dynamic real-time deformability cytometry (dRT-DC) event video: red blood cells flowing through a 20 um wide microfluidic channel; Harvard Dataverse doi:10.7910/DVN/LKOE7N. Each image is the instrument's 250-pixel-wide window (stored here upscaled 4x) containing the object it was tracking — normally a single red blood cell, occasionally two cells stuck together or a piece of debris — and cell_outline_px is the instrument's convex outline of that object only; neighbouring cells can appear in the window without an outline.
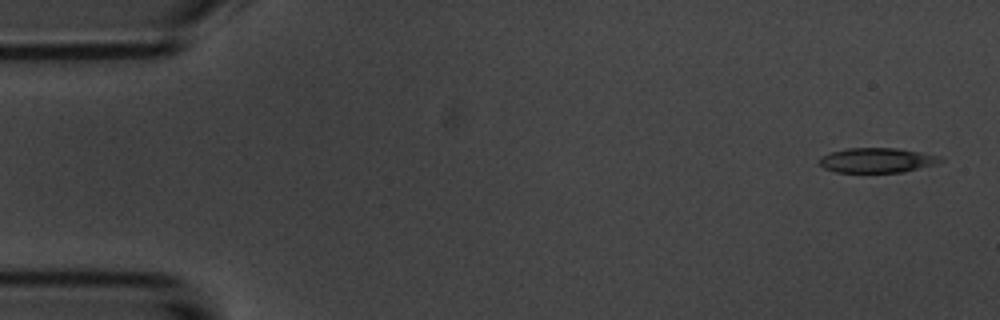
{"species": "common noctule bat (a hibernating species)", "species_latin": "Nyctalus noctula", "temperature_condition": "room temperature", "stored_images_in_passage": 4, "camera_frame_rate_fps": 3000, "um_per_image_px": 0.085, "animal": {"sex": "male", "body_mass_g": 20.1, "forearm_length_mm": 53.5}, "frame": {"image": 1, "passage_image": 1, "time_ms": 0.0, "image_size_px": [1000, 320], "cell_outline_px": [[944, 160], [936, 164], [904, 172], [836, 172], [824, 168], [816, 160], [820, 156], [832, 152], [848, 148], [896, 148], [920, 152], [940, 156]], "centroid_in_image_um": [74.52, 13.62], "position_along_channel_um": 10.5, "area_um2": 17.51}}